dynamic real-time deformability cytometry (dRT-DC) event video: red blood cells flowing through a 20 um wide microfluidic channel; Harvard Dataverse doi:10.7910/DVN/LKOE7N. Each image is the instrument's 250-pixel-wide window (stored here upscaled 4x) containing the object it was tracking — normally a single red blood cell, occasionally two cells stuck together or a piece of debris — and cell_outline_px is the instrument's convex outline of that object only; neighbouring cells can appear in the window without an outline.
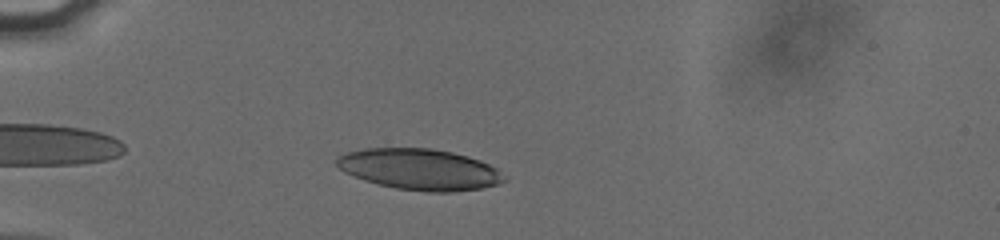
{"species": "human", "species_latin": "Homo sapiens", "temperature_condition": "cold", "stored_images_in_passage": 35, "camera_frame_rate_fps": 3000, "um_per_image_px": 0.085, "donor": {"sex": "male"}, "frame": {"image": 1, "passage_image": 4, "time_ms": 1.0, "image_size_px": [1000, 240], "cell_outline_px": [[508, 176], [504, 180], [496, 184], [480, 188], [452, 192], [428, 192], [396, 188], [364, 180], [344, 172], [336, 164], [336, 156], [348, 152], [368, 148], [432, 148], [452, 152], [468, 156], [480, 160], [496, 168]], "centroid_in_image_um": [35.68, 14.39], "position_along_channel_um": 49.3, "area_um2": 40.0}}
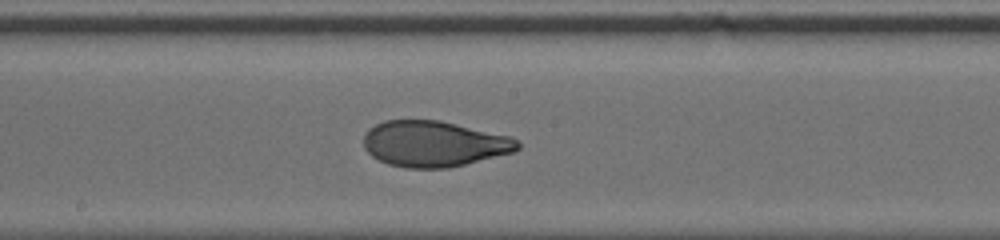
{"frame": {"image": 2, "passage_image": 19, "time_ms": 6.0, "image_size_px": [1000, 240], "cell_outline_px": [[520, 148], [516, 152], [448, 168], [404, 168], [388, 164], [372, 156], [364, 148], [364, 136], [368, 128], [384, 120], [440, 120], [508, 136], [516, 140], [520, 144]], "centroid_in_image_um": [36.88, 12.23], "position_along_channel_um": 211.3, "area_um2": 41.15}}
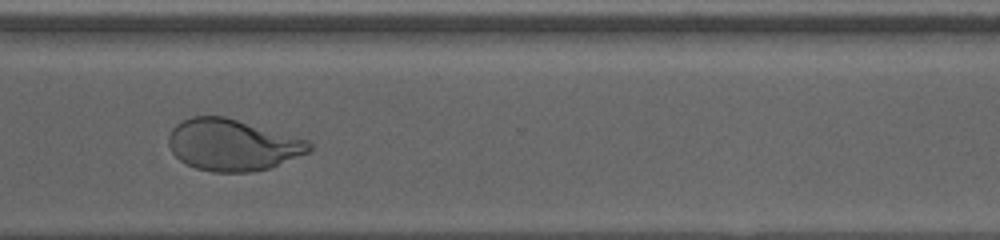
{"frame": {"image": 3, "passage_image": 30, "time_ms": 9.667, "image_size_px": [1000, 240], "cell_outline_px": [[312, 148], [308, 152], [268, 168], [252, 172], [212, 172], [196, 168], [180, 160], [172, 152], [168, 144], [168, 136], [172, 128], [176, 124], [192, 116], [224, 116], [308, 140], [312, 144]], "centroid_in_image_um": [19.73, 12.31], "position_along_channel_um": 350.9, "area_um2": 41.91}, "authors_computed_cell_mechanics": {"area_um2": 41.327, "velocity_mm_per_s": 3.8173, "shape_relaxation_time_tau1_ms": 4.7376, "shape_relaxation_time_tau2_ms": 1.0916, "deformation_change_tau1": 0.2045, "deformation_change_tau2": 0.0614}}